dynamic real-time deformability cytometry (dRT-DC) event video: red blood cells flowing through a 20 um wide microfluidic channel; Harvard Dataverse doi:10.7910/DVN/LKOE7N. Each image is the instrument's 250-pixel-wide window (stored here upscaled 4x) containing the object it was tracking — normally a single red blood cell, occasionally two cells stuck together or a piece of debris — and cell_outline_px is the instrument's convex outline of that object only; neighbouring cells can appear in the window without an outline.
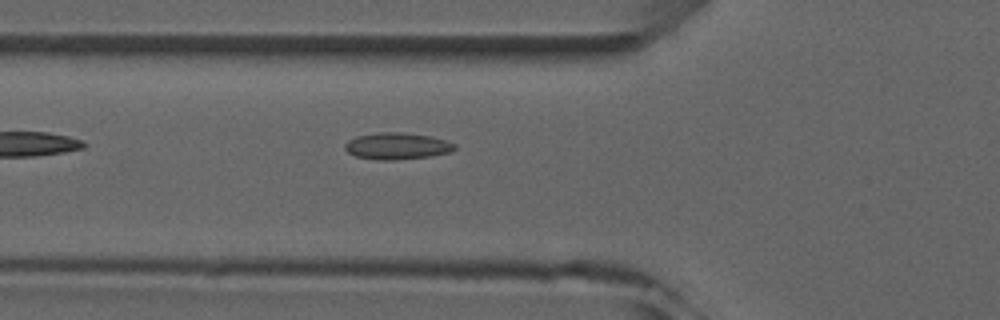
{"species": "common noctule bat (a hibernating species)", "species_latin": "Nyctalus noctula", "temperature_condition": "room temperature", "stored_images_in_passage": 6, "camera_frame_rate_fps": 3000, "um_per_image_px": 0.085, "animal": {"sex": "male", "forearm_length_mm": 52.5}, "frame": {"image": 1, "passage_image": 6, "time_ms": 5.667, "image_size_px": [1000, 320], "cell_outline_px": [[456, 148], [448, 152], [432, 156], [396, 160], [376, 160], [356, 156], [348, 152], [344, 148], [344, 144], [348, 140], [356, 136], [376, 132], [400, 132], [428, 136], [444, 140], [456, 144]], "centroid_in_image_um": [33.7, 12.42], "position_along_channel_um": 92.1, "area_um2": 17.05}}